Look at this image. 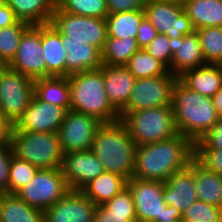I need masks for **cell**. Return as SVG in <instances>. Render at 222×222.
Instances as JSON below:
<instances>
[{"label":"cell","instance_id":"f546056e","mask_svg":"<svg viewBox=\"0 0 222 222\" xmlns=\"http://www.w3.org/2000/svg\"><path fill=\"white\" fill-rule=\"evenodd\" d=\"M194 180L198 200L222 208V176L205 169L194 159Z\"/></svg>","mask_w":222,"mask_h":222},{"label":"cell","instance_id":"d590c367","mask_svg":"<svg viewBox=\"0 0 222 222\" xmlns=\"http://www.w3.org/2000/svg\"><path fill=\"white\" fill-rule=\"evenodd\" d=\"M206 64L217 65L222 59V27L197 29Z\"/></svg>","mask_w":222,"mask_h":222},{"label":"cell","instance_id":"e0dca14e","mask_svg":"<svg viewBox=\"0 0 222 222\" xmlns=\"http://www.w3.org/2000/svg\"><path fill=\"white\" fill-rule=\"evenodd\" d=\"M96 205L81 190H69L44 212V222H94Z\"/></svg>","mask_w":222,"mask_h":222},{"label":"cell","instance_id":"4316f807","mask_svg":"<svg viewBox=\"0 0 222 222\" xmlns=\"http://www.w3.org/2000/svg\"><path fill=\"white\" fill-rule=\"evenodd\" d=\"M34 95L41 101L70 110V82L66 76H49L34 80Z\"/></svg>","mask_w":222,"mask_h":222},{"label":"cell","instance_id":"ffe728a7","mask_svg":"<svg viewBox=\"0 0 222 222\" xmlns=\"http://www.w3.org/2000/svg\"><path fill=\"white\" fill-rule=\"evenodd\" d=\"M101 69L108 100L120 112L129 101L136 78L125 66L103 65Z\"/></svg>","mask_w":222,"mask_h":222},{"label":"cell","instance_id":"603a6c76","mask_svg":"<svg viewBox=\"0 0 222 222\" xmlns=\"http://www.w3.org/2000/svg\"><path fill=\"white\" fill-rule=\"evenodd\" d=\"M66 51V77L88 70H96L103 66L101 51L89 44L62 43Z\"/></svg>","mask_w":222,"mask_h":222},{"label":"cell","instance_id":"8fae6325","mask_svg":"<svg viewBox=\"0 0 222 222\" xmlns=\"http://www.w3.org/2000/svg\"><path fill=\"white\" fill-rule=\"evenodd\" d=\"M34 80L7 66L0 72V111L14 124L31 103Z\"/></svg>","mask_w":222,"mask_h":222},{"label":"cell","instance_id":"83f0119b","mask_svg":"<svg viewBox=\"0 0 222 222\" xmlns=\"http://www.w3.org/2000/svg\"><path fill=\"white\" fill-rule=\"evenodd\" d=\"M0 222H44V212L29 206L17 194H0Z\"/></svg>","mask_w":222,"mask_h":222},{"label":"cell","instance_id":"f1b7e54d","mask_svg":"<svg viewBox=\"0 0 222 222\" xmlns=\"http://www.w3.org/2000/svg\"><path fill=\"white\" fill-rule=\"evenodd\" d=\"M126 187L127 180L124 177L104 171L81 191L97 206L105 204Z\"/></svg>","mask_w":222,"mask_h":222},{"label":"cell","instance_id":"8992f818","mask_svg":"<svg viewBox=\"0 0 222 222\" xmlns=\"http://www.w3.org/2000/svg\"><path fill=\"white\" fill-rule=\"evenodd\" d=\"M14 156L38 169L61 168L64 154L58 133L12 130Z\"/></svg>","mask_w":222,"mask_h":222},{"label":"cell","instance_id":"836d02e7","mask_svg":"<svg viewBox=\"0 0 222 222\" xmlns=\"http://www.w3.org/2000/svg\"><path fill=\"white\" fill-rule=\"evenodd\" d=\"M31 25L18 20L15 24L0 28V57L9 65L15 58L23 33Z\"/></svg>","mask_w":222,"mask_h":222},{"label":"cell","instance_id":"30bf717a","mask_svg":"<svg viewBox=\"0 0 222 222\" xmlns=\"http://www.w3.org/2000/svg\"><path fill=\"white\" fill-rule=\"evenodd\" d=\"M178 79V76L170 72L166 75L136 79L129 101L119 113L172 106L173 89Z\"/></svg>","mask_w":222,"mask_h":222},{"label":"cell","instance_id":"9c48e42d","mask_svg":"<svg viewBox=\"0 0 222 222\" xmlns=\"http://www.w3.org/2000/svg\"><path fill=\"white\" fill-rule=\"evenodd\" d=\"M69 190L61 168L39 169L16 194L29 206L45 212Z\"/></svg>","mask_w":222,"mask_h":222},{"label":"cell","instance_id":"44dd1931","mask_svg":"<svg viewBox=\"0 0 222 222\" xmlns=\"http://www.w3.org/2000/svg\"><path fill=\"white\" fill-rule=\"evenodd\" d=\"M42 57L47 66V77L66 76L62 34L51 24L41 25Z\"/></svg>","mask_w":222,"mask_h":222},{"label":"cell","instance_id":"6da1fadb","mask_svg":"<svg viewBox=\"0 0 222 222\" xmlns=\"http://www.w3.org/2000/svg\"><path fill=\"white\" fill-rule=\"evenodd\" d=\"M193 158L194 143L181 134L137 146L133 177L164 182L185 169Z\"/></svg>","mask_w":222,"mask_h":222},{"label":"cell","instance_id":"60d3db41","mask_svg":"<svg viewBox=\"0 0 222 222\" xmlns=\"http://www.w3.org/2000/svg\"><path fill=\"white\" fill-rule=\"evenodd\" d=\"M194 149H222V118L201 139L194 142Z\"/></svg>","mask_w":222,"mask_h":222},{"label":"cell","instance_id":"ba28073f","mask_svg":"<svg viewBox=\"0 0 222 222\" xmlns=\"http://www.w3.org/2000/svg\"><path fill=\"white\" fill-rule=\"evenodd\" d=\"M51 24L62 34V43H83L102 51L108 37L103 18L74 15L55 9Z\"/></svg>","mask_w":222,"mask_h":222},{"label":"cell","instance_id":"bcb514c9","mask_svg":"<svg viewBox=\"0 0 222 222\" xmlns=\"http://www.w3.org/2000/svg\"><path fill=\"white\" fill-rule=\"evenodd\" d=\"M13 124L0 111V147L11 144Z\"/></svg>","mask_w":222,"mask_h":222},{"label":"cell","instance_id":"e575fe53","mask_svg":"<svg viewBox=\"0 0 222 222\" xmlns=\"http://www.w3.org/2000/svg\"><path fill=\"white\" fill-rule=\"evenodd\" d=\"M57 8L74 15L103 19L109 14L106 0H57Z\"/></svg>","mask_w":222,"mask_h":222},{"label":"cell","instance_id":"2e32d148","mask_svg":"<svg viewBox=\"0 0 222 222\" xmlns=\"http://www.w3.org/2000/svg\"><path fill=\"white\" fill-rule=\"evenodd\" d=\"M61 169L71 190H82L105 171L91 149L64 154Z\"/></svg>","mask_w":222,"mask_h":222},{"label":"cell","instance_id":"7bdbcfd3","mask_svg":"<svg viewBox=\"0 0 222 222\" xmlns=\"http://www.w3.org/2000/svg\"><path fill=\"white\" fill-rule=\"evenodd\" d=\"M108 13L144 10L146 0H106Z\"/></svg>","mask_w":222,"mask_h":222},{"label":"cell","instance_id":"74e56055","mask_svg":"<svg viewBox=\"0 0 222 222\" xmlns=\"http://www.w3.org/2000/svg\"><path fill=\"white\" fill-rule=\"evenodd\" d=\"M182 218L188 222H222V208L197 200L183 212Z\"/></svg>","mask_w":222,"mask_h":222},{"label":"cell","instance_id":"7c38bea8","mask_svg":"<svg viewBox=\"0 0 222 222\" xmlns=\"http://www.w3.org/2000/svg\"><path fill=\"white\" fill-rule=\"evenodd\" d=\"M144 12L158 34L180 38L195 31L181 3L146 0Z\"/></svg>","mask_w":222,"mask_h":222},{"label":"cell","instance_id":"d4e9b609","mask_svg":"<svg viewBox=\"0 0 222 222\" xmlns=\"http://www.w3.org/2000/svg\"><path fill=\"white\" fill-rule=\"evenodd\" d=\"M18 20L30 25L51 23L57 0H5Z\"/></svg>","mask_w":222,"mask_h":222},{"label":"cell","instance_id":"4fadbf2b","mask_svg":"<svg viewBox=\"0 0 222 222\" xmlns=\"http://www.w3.org/2000/svg\"><path fill=\"white\" fill-rule=\"evenodd\" d=\"M101 124L91 115L68 110L58 131L63 154L90 150Z\"/></svg>","mask_w":222,"mask_h":222},{"label":"cell","instance_id":"ac0fdd59","mask_svg":"<svg viewBox=\"0 0 222 222\" xmlns=\"http://www.w3.org/2000/svg\"><path fill=\"white\" fill-rule=\"evenodd\" d=\"M172 52L171 73L181 76L185 71L206 65L198 33L170 38Z\"/></svg>","mask_w":222,"mask_h":222},{"label":"cell","instance_id":"277c9868","mask_svg":"<svg viewBox=\"0 0 222 222\" xmlns=\"http://www.w3.org/2000/svg\"><path fill=\"white\" fill-rule=\"evenodd\" d=\"M70 110L91 115L102 123L120 120L109 102L101 68L70 75Z\"/></svg>","mask_w":222,"mask_h":222},{"label":"cell","instance_id":"5b68a950","mask_svg":"<svg viewBox=\"0 0 222 222\" xmlns=\"http://www.w3.org/2000/svg\"><path fill=\"white\" fill-rule=\"evenodd\" d=\"M119 114L136 146L163 141L179 134L173 106Z\"/></svg>","mask_w":222,"mask_h":222},{"label":"cell","instance_id":"c3c4849f","mask_svg":"<svg viewBox=\"0 0 222 222\" xmlns=\"http://www.w3.org/2000/svg\"><path fill=\"white\" fill-rule=\"evenodd\" d=\"M8 65L5 63V61L0 57V72L4 70Z\"/></svg>","mask_w":222,"mask_h":222},{"label":"cell","instance_id":"ee69618b","mask_svg":"<svg viewBox=\"0 0 222 222\" xmlns=\"http://www.w3.org/2000/svg\"><path fill=\"white\" fill-rule=\"evenodd\" d=\"M158 34L152 23L144 17L141 21L138 33L136 36L140 49H144Z\"/></svg>","mask_w":222,"mask_h":222},{"label":"cell","instance_id":"3957f363","mask_svg":"<svg viewBox=\"0 0 222 222\" xmlns=\"http://www.w3.org/2000/svg\"><path fill=\"white\" fill-rule=\"evenodd\" d=\"M172 106L179 134L188 137L193 143L219 120L212 98L190 90L179 79L173 89Z\"/></svg>","mask_w":222,"mask_h":222},{"label":"cell","instance_id":"f6af8a7d","mask_svg":"<svg viewBox=\"0 0 222 222\" xmlns=\"http://www.w3.org/2000/svg\"><path fill=\"white\" fill-rule=\"evenodd\" d=\"M18 21L5 0H0V28L12 26Z\"/></svg>","mask_w":222,"mask_h":222},{"label":"cell","instance_id":"7dc6e473","mask_svg":"<svg viewBox=\"0 0 222 222\" xmlns=\"http://www.w3.org/2000/svg\"><path fill=\"white\" fill-rule=\"evenodd\" d=\"M211 98L219 118H222V87Z\"/></svg>","mask_w":222,"mask_h":222},{"label":"cell","instance_id":"52a82bcc","mask_svg":"<svg viewBox=\"0 0 222 222\" xmlns=\"http://www.w3.org/2000/svg\"><path fill=\"white\" fill-rule=\"evenodd\" d=\"M136 209L137 222H175L181 211L164 201V182L132 177L127 181Z\"/></svg>","mask_w":222,"mask_h":222},{"label":"cell","instance_id":"d6986e66","mask_svg":"<svg viewBox=\"0 0 222 222\" xmlns=\"http://www.w3.org/2000/svg\"><path fill=\"white\" fill-rule=\"evenodd\" d=\"M194 180V158L189 165L164 181V201L178 208L183 214L192 203L198 200Z\"/></svg>","mask_w":222,"mask_h":222},{"label":"cell","instance_id":"5bb4252c","mask_svg":"<svg viewBox=\"0 0 222 222\" xmlns=\"http://www.w3.org/2000/svg\"><path fill=\"white\" fill-rule=\"evenodd\" d=\"M42 51L41 25H31L23 33L17 54L8 66L32 80L47 77Z\"/></svg>","mask_w":222,"mask_h":222},{"label":"cell","instance_id":"9a60e30c","mask_svg":"<svg viewBox=\"0 0 222 222\" xmlns=\"http://www.w3.org/2000/svg\"><path fill=\"white\" fill-rule=\"evenodd\" d=\"M66 112L64 108L41 101L34 95L12 130L58 133Z\"/></svg>","mask_w":222,"mask_h":222},{"label":"cell","instance_id":"8d00e7d4","mask_svg":"<svg viewBox=\"0 0 222 222\" xmlns=\"http://www.w3.org/2000/svg\"><path fill=\"white\" fill-rule=\"evenodd\" d=\"M39 169L16 156L12 157L9 171V193L16 194L24 187Z\"/></svg>","mask_w":222,"mask_h":222},{"label":"cell","instance_id":"f907efd6","mask_svg":"<svg viewBox=\"0 0 222 222\" xmlns=\"http://www.w3.org/2000/svg\"><path fill=\"white\" fill-rule=\"evenodd\" d=\"M217 66L221 69L222 71V59L218 62Z\"/></svg>","mask_w":222,"mask_h":222},{"label":"cell","instance_id":"7a4b0ae2","mask_svg":"<svg viewBox=\"0 0 222 222\" xmlns=\"http://www.w3.org/2000/svg\"><path fill=\"white\" fill-rule=\"evenodd\" d=\"M136 147L125 124L118 120L98 127L91 150L101 160L106 172L128 181L133 177Z\"/></svg>","mask_w":222,"mask_h":222},{"label":"cell","instance_id":"d6a6232c","mask_svg":"<svg viewBox=\"0 0 222 222\" xmlns=\"http://www.w3.org/2000/svg\"><path fill=\"white\" fill-rule=\"evenodd\" d=\"M125 67L136 79L166 75L169 72V69L162 62L145 49L136 51Z\"/></svg>","mask_w":222,"mask_h":222},{"label":"cell","instance_id":"b9f144b4","mask_svg":"<svg viewBox=\"0 0 222 222\" xmlns=\"http://www.w3.org/2000/svg\"><path fill=\"white\" fill-rule=\"evenodd\" d=\"M13 156L11 144L0 147V194L9 193V171Z\"/></svg>","mask_w":222,"mask_h":222},{"label":"cell","instance_id":"484cf974","mask_svg":"<svg viewBox=\"0 0 222 222\" xmlns=\"http://www.w3.org/2000/svg\"><path fill=\"white\" fill-rule=\"evenodd\" d=\"M194 30L204 27H222V0H184Z\"/></svg>","mask_w":222,"mask_h":222},{"label":"cell","instance_id":"ab89813d","mask_svg":"<svg viewBox=\"0 0 222 222\" xmlns=\"http://www.w3.org/2000/svg\"><path fill=\"white\" fill-rule=\"evenodd\" d=\"M194 159L205 169L222 176V149H194Z\"/></svg>","mask_w":222,"mask_h":222},{"label":"cell","instance_id":"681fc988","mask_svg":"<svg viewBox=\"0 0 222 222\" xmlns=\"http://www.w3.org/2000/svg\"><path fill=\"white\" fill-rule=\"evenodd\" d=\"M156 1H165V2H175L183 4L184 0H156Z\"/></svg>","mask_w":222,"mask_h":222},{"label":"cell","instance_id":"7402d4cb","mask_svg":"<svg viewBox=\"0 0 222 222\" xmlns=\"http://www.w3.org/2000/svg\"><path fill=\"white\" fill-rule=\"evenodd\" d=\"M94 222H137L130 189L126 187L105 204L97 205Z\"/></svg>","mask_w":222,"mask_h":222},{"label":"cell","instance_id":"1f68e13d","mask_svg":"<svg viewBox=\"0 0 222 222\" xmlns=\"http://www.w3.org/2000/svg\"><path fill=\"white\" fill-rule=\"evenodd\" d=\"M138 50H140V47L136 38L117 39L107 37L101 51V60L103 65L125 66L131 56Z\"/></svg>","mask_w":222,"mask_h":222},{"label":"cell","instance_id":"4dcf8cb0","mask_svg":"<svg viewBox=\"0 0 222 222\" xmlns=\"http://www.w3.org/2000/svg\"><path fill=\"white\" fill-rule=\"evenodd\" d=\"M144 10L109 13L106 16L108 37L117 39L136 38Z\"/></svg>","mask_w":222,"mask_h":222},{"label":"cell","instance_id":"f35d334b","mask_svg":"<svg viewBox=\"0 0 222 222\" xmlns=\"http://www.w3.org/2000/svg\"><path fill=\"white\" fill-rule=\"evenodd\" d=\"M170 38L165 34H157L156 37L144 48L157 60L162 62L171 73L172 52L169 46Z\"/></svg>","mask_w":222,"mask_h":222},{"label":"cell","instance_id":"816d5d0a","mask_svg":"<svg viewBox=\"0 0 222 222\" xmlns=\"http://www.w3.org/2000/svg\"><path fill=\"white\" fill-rule=\"evenodd\" d=\"M175 222H186L183 218L177 219Z\"/></svg>","mask_w":222,"mask_h":222},{"label":"cell","instance_id":"cb8c5ba5","mask_svg":"<svg viewBox=\"0 0 222 222\" xmlns=\"http://www.w3.org/2000/svg\"><path fill=\"white\" fill-rule=\"evenodd\" d=\"M179 80L190 90L212 97L222 87V71L217 65L206 64L185 71Z\"/></svg>","mask_w":222,"mask_h":222}]
</instances>
